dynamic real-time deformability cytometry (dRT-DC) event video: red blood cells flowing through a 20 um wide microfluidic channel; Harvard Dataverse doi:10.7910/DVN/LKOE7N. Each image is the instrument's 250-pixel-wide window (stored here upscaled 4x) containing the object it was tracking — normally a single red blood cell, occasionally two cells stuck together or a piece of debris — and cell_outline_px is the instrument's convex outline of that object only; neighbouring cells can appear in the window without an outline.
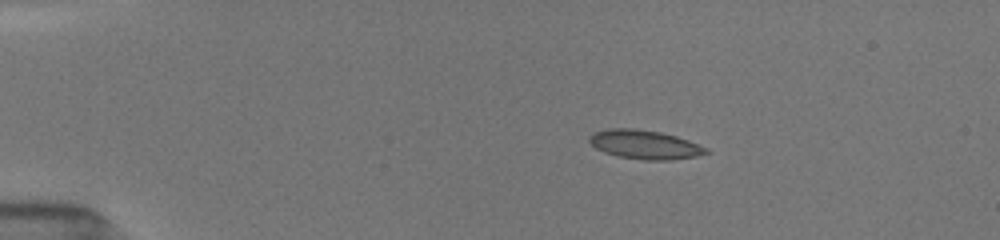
{"species": "common noctule bat (a hibernating species)", "species_latin": "Nyctalus noctula", "temperature_condition": "room temperature", "stored_images_in_passage": 30, "camera_frame_rate_fps": 3000, "um_per_image_px": 0.085, "animal": {"sex": "female", "body_mass_g": 19.5, "forearm_length_mm": 54.1}, "frame": {"image": 1, "passage_image": 1, "time_ms": 0.0, "image_size_px": [1000, 240], "cell_outline_px": [[708, 152], [696, 156], [672, 160], [644, 160], [620, 156], [604, 152], [596, 148], [588, 140], [588, 136], [596, 132], [608, 128], [636, 128], [660, 132], [676, 136], [688, 140], [708, 148]], "centroid_in_image_um": [54.8, 12.28], "position_along_channel_um": 30.2, "area_um2": 19.59}}
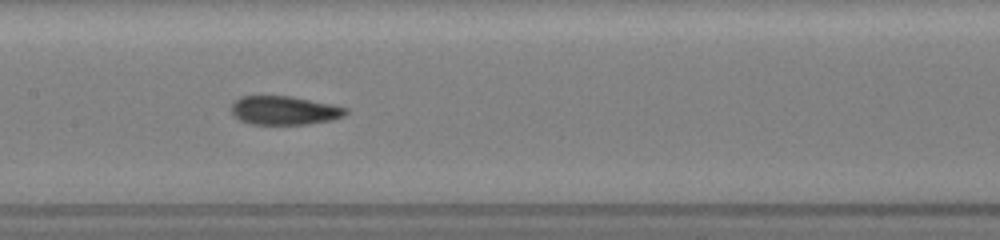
{"frame": {"image": 2, "passage_image": 11, "time_ms": 5.667, "image_size_px": [1000, 240], "cell_outline_px": [[348, 112], [344, 116], [332, 120], [308, 124], [252, 124], [240, 120], [232, 112], [232, 104], [240, 96], [292, 96], [332, 104], [348, 108]], "centroid_in_image_um": [24.21, 9.38], "position_along_channel_um": 183.2, "area_um2": 19.13}}
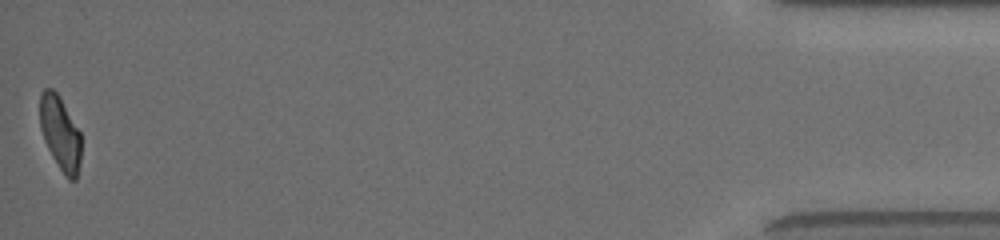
{"frame": {"image": 3, "passage_image": 30, "time_ms": 14.0, "image_size_px": [1000, 240], "cell_outline_px": [[80, 160], [76, 180], [68, 180], [52, 156], [44, 140], [40, 128], [40, 92], [44, 88], [52, 88], [60, 96], [80, 132]], "centroid_in_image_um": [5.1, 11.29], "position_along_channel_um": 430.1, "area_um2": 17.69}, "authors_computed_cell_mechanics": {"area_um2": 19.1318, "velocity_mm_per_s": 3.9859, "shape_relaxation_time_tau1_ms": 8.3743, "shape_relaxation_time_tau2_ms": 2.3188, "deformation_change_tau1": 0.2569, "deformation_change_tau2": 0.0746}}